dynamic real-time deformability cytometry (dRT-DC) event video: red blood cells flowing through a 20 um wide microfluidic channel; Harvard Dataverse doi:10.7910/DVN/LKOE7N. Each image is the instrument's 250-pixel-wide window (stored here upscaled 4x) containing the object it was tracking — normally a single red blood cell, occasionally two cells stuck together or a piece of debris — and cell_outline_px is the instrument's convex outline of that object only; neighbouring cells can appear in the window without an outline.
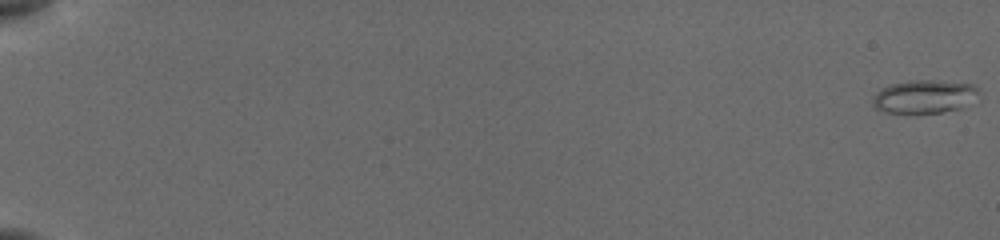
{"species": "common noctule bat (a hibernating species)", "species_latin": "Nyctalus noctula", "temperature_condition": "cold", "stored_images_in_passage": 63, "camera_frame_rate_fps": 3000, "um_per_image_px": 0.085, "animal": {"sex": "female", "body_mass_g": 19.5, "forearm_length_mm": 54.1}, "frame": {"image": 1, "passage_image": 1, "time_ms": 0.0, "image_size_px": [1000, 240], "cell_outline_px": [[980, 100], [976, 104], [960, 108], [940, 112], [884, 112], [876, 108], [872, 104], [872, 96], [880, 88], [892, 84], [912, 80], [932, 80], [972, 84], [980, 92]], "centroid_in_image_um": [78.64, 8.21], "position_along_channel_um": 6.4, "area_um2": 20.87}}
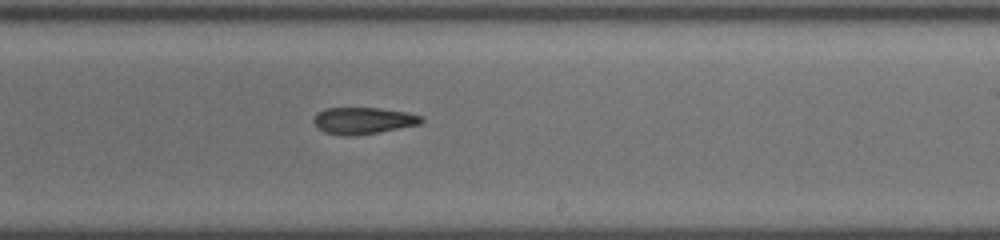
{"frame": {"image": 2, "passage_image": 41, "time_ms": 12.0, "image_size_px": [1000, 240], "cell_outline_px": [[424, 120], [420, 124], [356, 136], [344, 136], [324, 132], [316, 128], [312, 120], [316, 112], [328, 108], [380, 108], [408, 112], [424, 116]], "centroid_in_image_um": [30.85, 10.25], "position_along_channel_um": 258.2, "area_um2": 16.99}}
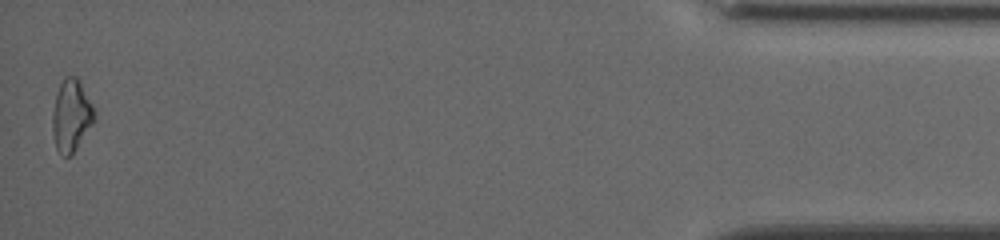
{"frame": {"image": 3, "passage_image": 63, "time_ms": 18.333, "image_size_px": [1000, 240], "cell_outline_px": [[96, 112], [92, 124], [72, 156], [60, 156], [56, 148], [52, 132], [52, 112], [56, 92], [64, 76], [76, 76], [80, 80]], "centroid_in_image_um": [6.04, 9.83], "position_along_channel_um": 429.2, "area_um2": 17.86}, "authors_computed_cell_mechanics": {"area_um2": 17.3978, "velocity_mm_per_s": 3.8721, "shape_relaxation_time_tau1_ms": null, "shape_relaxation_time_tau2_ms": 10.3028, "deformation_change_tau1": null, "deformation_change_tau2": 0.2256}}